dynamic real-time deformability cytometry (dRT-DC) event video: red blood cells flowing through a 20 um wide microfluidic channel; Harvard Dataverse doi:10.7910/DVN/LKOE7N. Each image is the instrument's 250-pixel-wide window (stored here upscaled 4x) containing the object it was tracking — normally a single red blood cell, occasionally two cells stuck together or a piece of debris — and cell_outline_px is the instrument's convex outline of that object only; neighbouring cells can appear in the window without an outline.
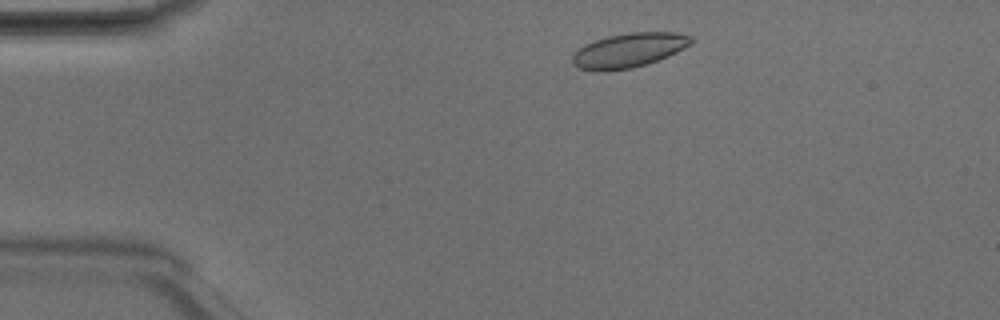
{"species": "Egyptian fruit bat (a non-hibernating species)", "species_latin": "Rousettus aegyptiacus", "temperature_condition": "room temperature", "stored_images_in_passage": 5, "camera_frame_rate_fps": 3000, "um_per_image_px": 0.085, "animal": {"sex": "male"}, "frame": {"image": 1, "passage_image": 1, "time_ms": 0.0, "image_size_px": [1000, 320], "cell_outline_px": [[692, 44], [668, 56], [632, 68], [604, 72], [592, 72], [580, 68], [572, 64], [572, 52], [584, 44], [608, 36], [628, 32], [676, 32], [692, 36]], "centroid_in_image_um": [53.4, 4.28], "position_along_channel_um": 31.6, "area_um2": 24.04}}
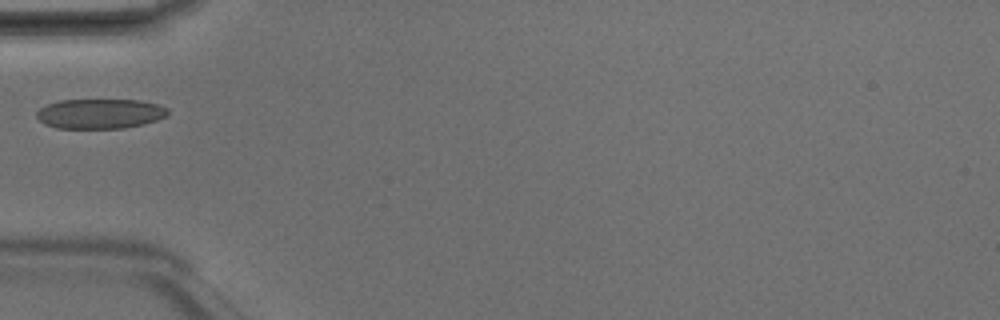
{"frame": {"image": 2, "passage_image": 3, "time_ms": 0.667, "image_size_px": [1000, 320], "cell_outline_px": [[168, 116], [144, 124], [124, 128], [56, 128], [44, 124], [36, 116], [36, 112], [40, 108], [48, 104], [60, 100], [140, 100], [160, 104], [168, 108]], "centroid_in_image_um": [8.53, 9.66], "position_along_channel_um": 76.5, "area_um2": 22.95}}